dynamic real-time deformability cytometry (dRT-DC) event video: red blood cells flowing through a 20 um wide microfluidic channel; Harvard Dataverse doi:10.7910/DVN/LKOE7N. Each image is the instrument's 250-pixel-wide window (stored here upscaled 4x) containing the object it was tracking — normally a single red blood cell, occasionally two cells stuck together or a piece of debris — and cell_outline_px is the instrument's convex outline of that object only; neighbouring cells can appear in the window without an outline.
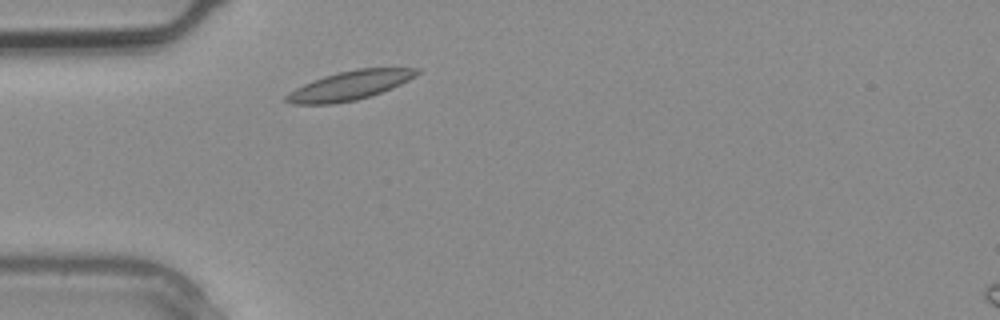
{"species": "common noctule bat (a hibernating species)", "species_latin": "Nyctalus noctula", "temperature_condition": "warm", "stored_images_in_passage": 2, "camera_frame_rate_fps": 3000, "um_per_image_px": 0.085, "animal": {"sex": "male", "body_mass_g": 20.4}, "frame": {"image": 1, "passage_image": 1, "time_ms": 0.0, "image_size_px": [1000, 320], "cell_outline_px": [[420, 72], [416, 76], [392, 88], [356, 100], [332, 104], [292, 104], [284, 100], [284, 96], [288, 92], [304, 84], [324, 76], [356, 68], [420, 68]], "centroid_in_image_um": [29.71, 7.26], "position_along_channel_um": 55.3, "area_um2": 21.91}}